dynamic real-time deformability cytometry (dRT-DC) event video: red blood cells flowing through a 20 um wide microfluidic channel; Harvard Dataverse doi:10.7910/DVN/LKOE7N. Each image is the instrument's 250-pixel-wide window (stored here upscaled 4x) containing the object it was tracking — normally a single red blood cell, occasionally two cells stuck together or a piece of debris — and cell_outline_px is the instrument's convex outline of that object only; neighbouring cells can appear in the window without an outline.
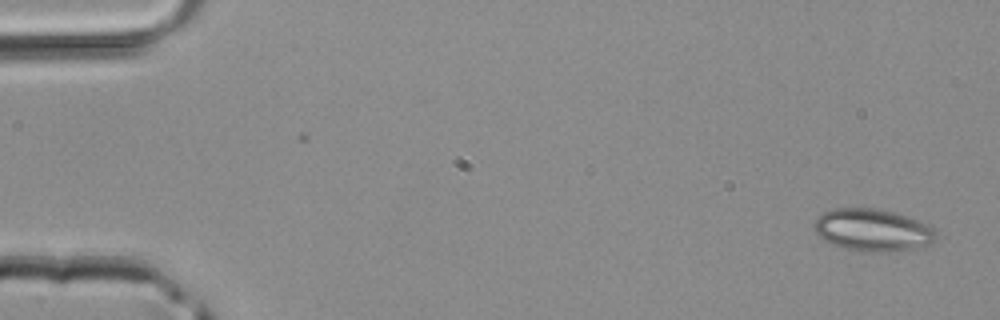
{"species": "common noctule bat (a hibernating species)", "species_latin": "Nyctalus noctula", "temperature_condition": "room temperature", "stored_images_in_passage": 2, "camera_frame_rate_fps": 3000, "um_per_image_px": 0.085, "animal": {"sex": "male", "body_mass_g": 20.4}, "frame": {"image": 1, "passage_image": 2, "time_ms": 0.333, "image_size_px": [1000, 320], "cell_outline_px": [[936, 240], [932, 244], [912, 248], [888, 252], [872, 252], [848, 248], [824, 240], [812, 228], [816, 216], [824, 212], [836, 208], [876, 208], [908, 216], [928, 224], [936, 232]], "centroid_in_image_um": [74.19, 19.54], "position_along_channel_um": 10.8, "area_um2": 29.88}}